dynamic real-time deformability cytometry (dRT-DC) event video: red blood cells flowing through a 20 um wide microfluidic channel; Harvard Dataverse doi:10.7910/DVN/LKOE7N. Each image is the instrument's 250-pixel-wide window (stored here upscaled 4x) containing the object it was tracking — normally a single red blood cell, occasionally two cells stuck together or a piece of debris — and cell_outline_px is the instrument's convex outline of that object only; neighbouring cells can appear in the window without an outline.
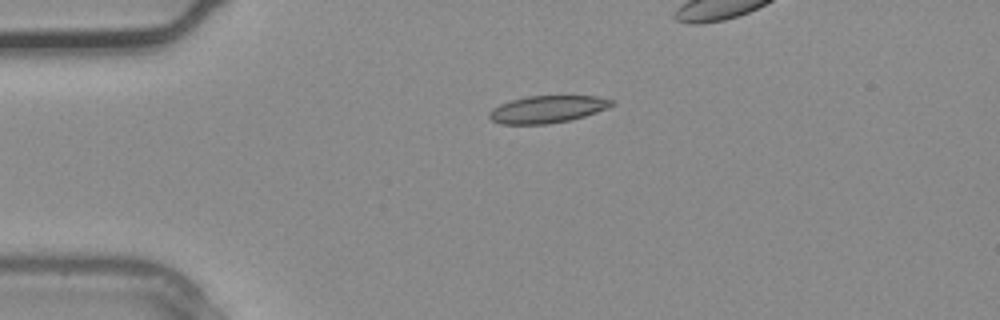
{"species": "common noctule bat (a hibernating species)", "species_latin": "Nyctalus noctula", "temperature_condition": "warm", "stored_images_in_passage": 4, "camera_frame_rate_fps": 3000, "um_per_image_px": 0.085, "animal": {"sex": "male", "body_mass_g": 20.4}, "frame": {"image": 1, "passage_image": 2, "time_ms": 0.333, "image_size_px": [1000, 320], "cell_outline_px": [[616, 104], [608, 108], [572, 120], [548, 124], [500, 124], [492, 120], [488, 116], [488, 112], [492, 108], [500, 104], [512, 100], [528, 96], [596, 96], [616, 100]], "centroid_in_image_um": [46.55, 9.29], "position_along_channel_um": 38.4, "area_um2": 19.59}}